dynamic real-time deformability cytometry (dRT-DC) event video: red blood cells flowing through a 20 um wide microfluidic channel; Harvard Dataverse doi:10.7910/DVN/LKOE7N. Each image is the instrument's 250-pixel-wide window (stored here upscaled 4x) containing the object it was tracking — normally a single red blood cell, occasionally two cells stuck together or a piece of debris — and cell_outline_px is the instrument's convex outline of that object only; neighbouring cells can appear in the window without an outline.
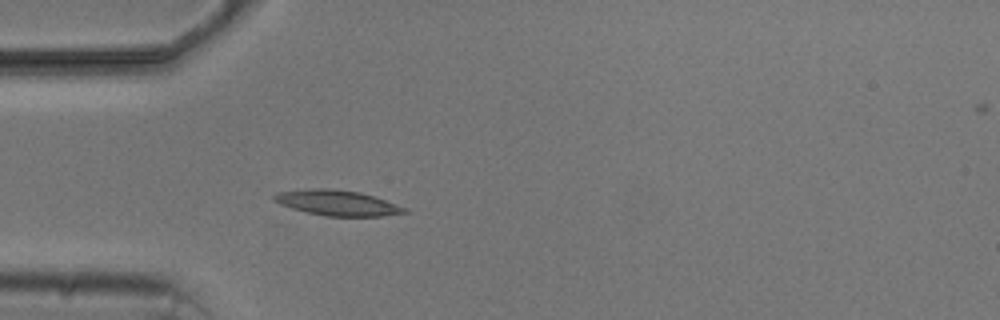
{"species": "common noctule bat (a hibernating species)", "species_latin": "Nyctalus noctula", "temperature_condition": "cold", "stored_images_in_passage": 4, "camera_frame_rate_fps": 3000, "um_per_image_px": 0.085, "animal": {"sex": "male", "body_mass_g": 20.5, "forearm_length_mm": 52.5}, "frame": {"image": 1, "passage_image": 4, "time_ms": 3.333, "image_size_px": [1000, 320], "cell_outline_px": [[408, 212], [380, 216], [324, 216], [292, 208], [280, 204], [272, 200], [272, 196], [276, 192], [308, 188], [332, 188], [360, 192], [408, 208]], "centroid_in_image_um": [28.62, 17.23], "position_along_channel_um": 56.4, "area_um2": 19.31}}